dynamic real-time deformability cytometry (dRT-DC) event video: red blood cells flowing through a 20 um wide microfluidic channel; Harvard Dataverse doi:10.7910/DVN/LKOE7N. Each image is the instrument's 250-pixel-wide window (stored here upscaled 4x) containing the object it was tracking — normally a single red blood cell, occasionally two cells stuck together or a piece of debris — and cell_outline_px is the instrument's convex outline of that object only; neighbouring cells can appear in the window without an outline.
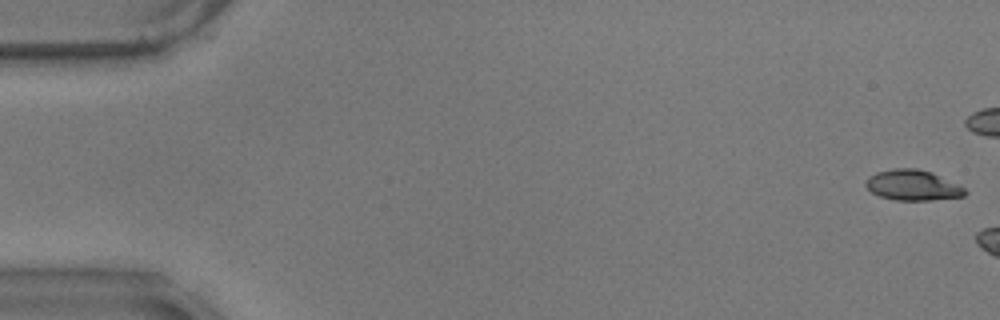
{"species": "common noctule bat (a hibernating species)", "species_latin": "Nyctalus noctula", "temperature_condition": "warm", "stored_images_in_passage": 5, "camera_frame_rate_fps": 3000, "um_per_image_px": 0.085, "animal": {"sex": "male", "body_mass_g": 17.9}, "frame": {"image": 1, "passage_image": 1, "time_ms": 0.0, "image_size_px": [1000, 320], "cell_outline_px": [[968, 192], [964, 196], [932, 200], [896, 200], [880, 196], [872, 192], [864, 184], [868, 176], [876, 172], [892, 168], [916, 168], [932, 172], [960, 184]], "centroid_in_image_um": [77.6, 15.73], "position_along_channel_um": 7.4, "area_um2": 17.8}}